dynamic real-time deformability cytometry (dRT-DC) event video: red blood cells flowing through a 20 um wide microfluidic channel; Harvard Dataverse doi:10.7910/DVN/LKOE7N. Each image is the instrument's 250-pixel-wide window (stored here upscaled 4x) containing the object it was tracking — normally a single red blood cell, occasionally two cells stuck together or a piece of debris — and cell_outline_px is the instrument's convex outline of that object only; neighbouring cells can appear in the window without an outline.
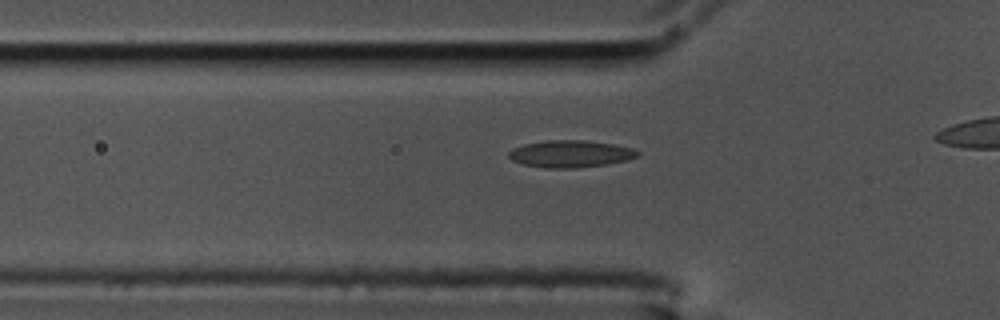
{"species": "common noctule bat (a hibernating species)", "species_latin": "Nyctalus noctula", "temperature_condition": "cold", "stored_images_in_passage": 16, "camera_frame_rate_fps": 3000, "um_per_image_px": 0.085, "animal": {"sex": "male", "body_mass_g": 17.5, "forearm_length_mm": 52.3}, "frame": {"image": 1, "passage_image": 10, "time_ms": 3.0, "image_size_px": [1000, 320], "cell_outline_px": [[640, 156], [628, 160], [604, 164], [576, 168], [544, 168], [524, 164], [512, 160], [508, 156], [508, 152], [512, 148], [524, 144], [548, 140], [584, 140], [612, 144], [632, 148], [640, 152]], "centroid_in_image_um": [48.48, 13.07], "position_along_channel_um": 77.3, "area_um2": 20.29}}
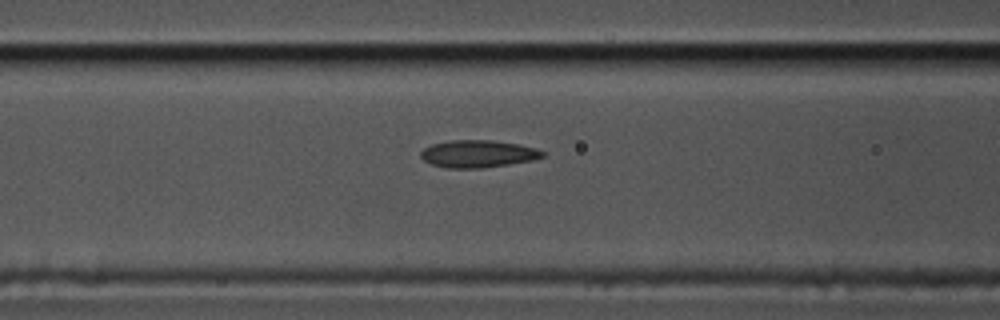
{"frame": {"image": 2, "passage_image": 14, "time_ms": 4.333, "image_size_px": [1000, 320], "cell_outline_px": [[544, 156], [532, 160], [508, 164], [480, 168], [448, 168], [432, 164], [424, 160], [420, 156], [420, 152], [424, 148], [432, 144], [448, 140], [492, 140], [516, 144], [536, 148], [544, 152]], "centroid_in_image_um": [40.59, 13.07], "position_along_channel_um": 126.0, "area_um2": 19.25}}